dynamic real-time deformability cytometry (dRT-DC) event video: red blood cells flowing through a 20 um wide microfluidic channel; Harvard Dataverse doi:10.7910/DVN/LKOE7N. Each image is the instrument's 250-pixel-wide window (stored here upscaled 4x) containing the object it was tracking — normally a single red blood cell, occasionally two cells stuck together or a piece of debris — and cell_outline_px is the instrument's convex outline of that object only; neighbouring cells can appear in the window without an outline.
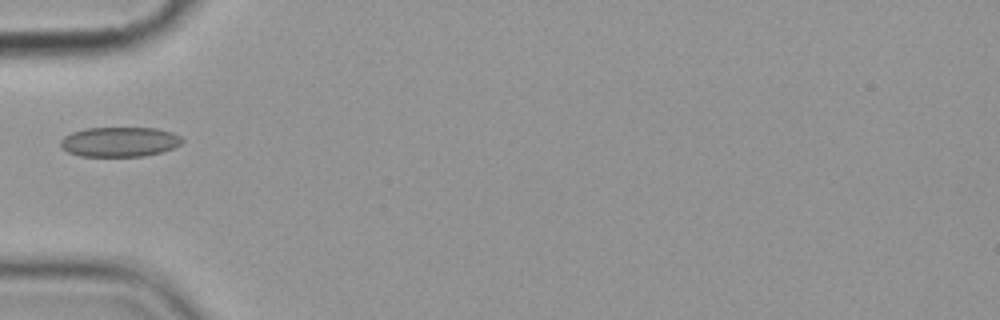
{"species": "common noctule bat (a hibernating species)", "species_latin": "Nyctalus noctula", "temperature_condition": "cold", "stored_images_in_passage": 5, "camera_frame_rate_fps": 3000, "um_per_image_px": 0.085, "animal": {"sex": "female", "body_mass_g": 19.9}, "frame": {"image": 1, "passage_image": 5, "time_ms": 5.667, "image_size_px": [1000, 320], "cell_outline_px": [[184, 140], [180, 144], [172, 148], [160, 152], [144, 156], [80, 156], [68, 152], [60, 148], [60, 140], [64, 136], [72, 132], [84, 128], [156, 128], [172, 132], [180, 136]], "centroid_in_image_um": [10.13, 12.05], "position_along_channel_um": 74.9, "area_um2": 21.15}}